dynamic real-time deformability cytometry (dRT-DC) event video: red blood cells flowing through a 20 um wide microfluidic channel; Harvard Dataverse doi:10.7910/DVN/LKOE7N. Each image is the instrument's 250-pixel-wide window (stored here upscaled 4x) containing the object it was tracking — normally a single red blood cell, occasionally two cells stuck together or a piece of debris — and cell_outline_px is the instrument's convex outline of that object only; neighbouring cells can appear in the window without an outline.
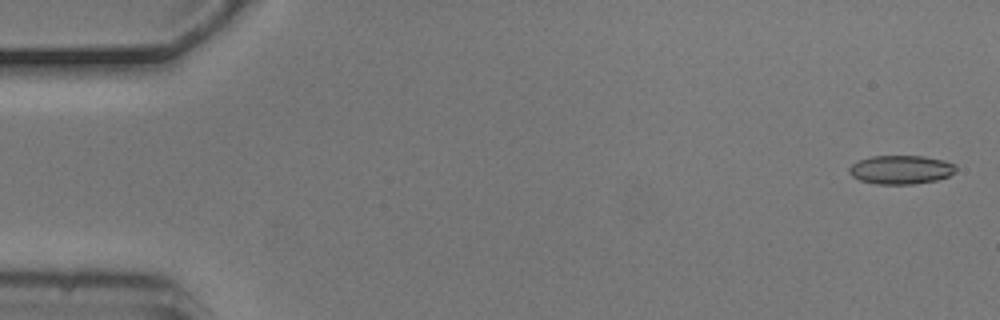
{"species": "common noctule bat (a hibernating species)", "species_latin": "Nyctalus noctula", "temperature_condition": "cold", "stored_images_in_passage": 5, "camera_frame_rate_fps": 3000, "um_per_image_px": 0.085, "animal": {"sex": "male", "body_mass_g": 20.5, "forearm_length_mm": 52.5}, "frame": {"image": 1, "passage_image": 1, "time_ms": 0.0, "image_size_px": [1000, 320], "cell_outline_px": [[956, 172], [948, 176], [936, 180], [912, 184], [876, 184], [860, 180], [852, 176], [848, 172], [848, 168], [852, 164], [860, 160], [872, 156], [924, 156], [944, 160], [956, 164]], "centroid_in_image_um": [76.59, 14.42], "position_along_channel_um": 8.4, "area_um2": 17.92}}
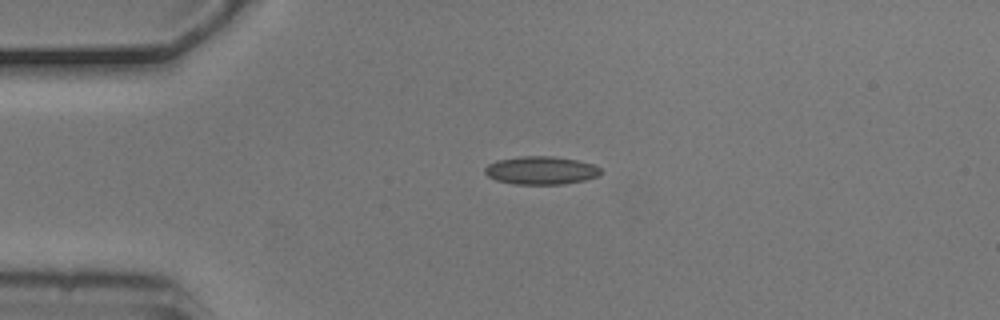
{"frame": {"image": 2, "passage_image": 4, "time_ms": 1.0, "image_size_px": [1000, 320], "cell_outline_px": [[600, 176], [584, 180], [564, 184], [512, 184], [496, 180], [488, 176], [484, 172], [484, 168], [488, 164], [496, 160], [520, 156], [552, 156], [576, 160], [592, 164], [600, 168]], "centroid_in_image_um": [45.96, 14.48], "position_along_channel_um": 39.0, "area_um2": 19.02}}